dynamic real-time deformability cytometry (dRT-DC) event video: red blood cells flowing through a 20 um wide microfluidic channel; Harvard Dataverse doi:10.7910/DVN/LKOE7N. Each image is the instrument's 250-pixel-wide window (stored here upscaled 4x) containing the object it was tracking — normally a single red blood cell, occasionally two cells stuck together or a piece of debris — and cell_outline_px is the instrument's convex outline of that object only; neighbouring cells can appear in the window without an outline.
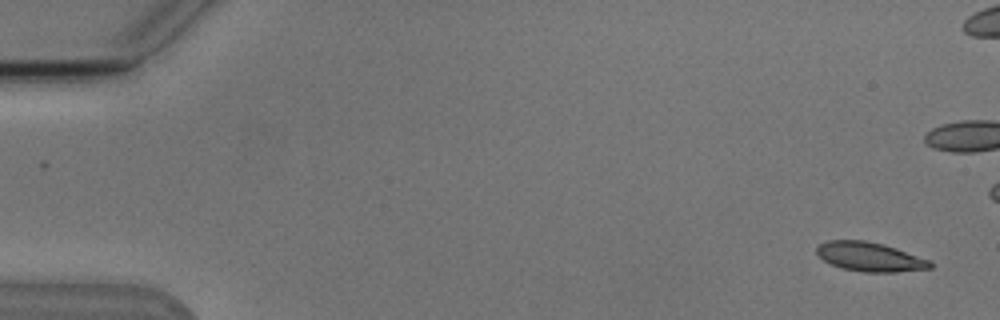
{"species": "Egyptian fruit bat (a non-hibernating species)", "species_latin": "Rousettus aegyptiacus", "temperature_condition": "cold", "stored_images_in_passage": 6, "camera_frame_rate_fps": 3000, "um_per_image_px": 0.085, "animal": {"sex": "male"}, "frame": {"image": 1, "passage_image": 1, "time_ms": 0.0, "image_size_px": [1000, 320], "cell_outline_px": [[932, 268], [896, 272], [864, 272], [840, 268], [824, 260], [816, 252], [816, 248], [820, 244], [828, 240], [864, 240], [884, 244], [932, 260]], "centroid_in_image_um": [73.97, 21.83], "position_along_channel_um": 11.0, "area_um2": 19.36}}